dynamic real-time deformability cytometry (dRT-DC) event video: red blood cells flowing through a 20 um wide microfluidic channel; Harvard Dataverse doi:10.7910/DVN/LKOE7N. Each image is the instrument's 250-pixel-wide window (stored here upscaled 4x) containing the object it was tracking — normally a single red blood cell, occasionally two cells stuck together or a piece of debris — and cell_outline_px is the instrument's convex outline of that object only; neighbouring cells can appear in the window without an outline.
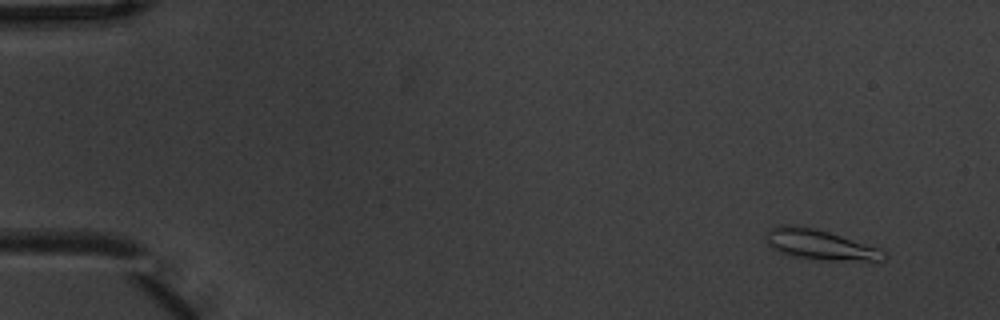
{"species": "common noctule bat (a hibernating species)", "species_latin": "Nyctalus noctula", "temperature_condition": "warm", "stored_images_in_passage": 4, "camera_frame_rate_fps": 3000, "um_per_image_px": 0.085, "animal": {"sex": "male", "body_mass_g": 20.1, "forearm_length_mm": 53.5}, "frame": {"image": 1, "passage_image": 1, "time_ms": 0.0, "image_size_px": [1000, 320], "cell_outline_px": [[888, 256], [884, 260], [820, 260], [792, 256], [768, 248], [764, 236], [768, 228], [780, 224], [792, 224], [816, 228], [880, 248]], "centroid_in_image_um": [69.6, 20.77], "position_along_channel_um": 15.4, "area_um2": 21.04}}
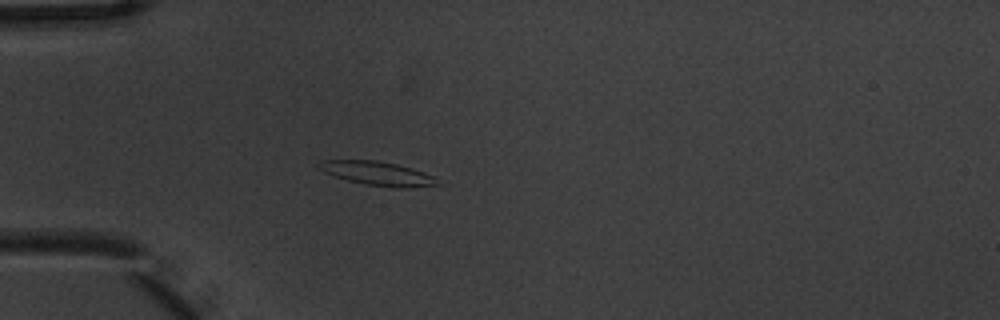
{"frame": {"image": 2, "passage_image": 4, "time_ms": 1.0, "image_size_px": [1000, 320], "cell_outline_px": [[440, 184], [408, 188], [400, 188], [368, 184], [348, 180], [324, 172], [316, 168], [316, 164], [320, 160], [376, 160], [396, 164], [412, 168], [424, 172], [432, 176]], "centroid_in_image_um": [32.04, 14.72], "position_along_channel_um": 53.0, "area_um2": 16.3}}